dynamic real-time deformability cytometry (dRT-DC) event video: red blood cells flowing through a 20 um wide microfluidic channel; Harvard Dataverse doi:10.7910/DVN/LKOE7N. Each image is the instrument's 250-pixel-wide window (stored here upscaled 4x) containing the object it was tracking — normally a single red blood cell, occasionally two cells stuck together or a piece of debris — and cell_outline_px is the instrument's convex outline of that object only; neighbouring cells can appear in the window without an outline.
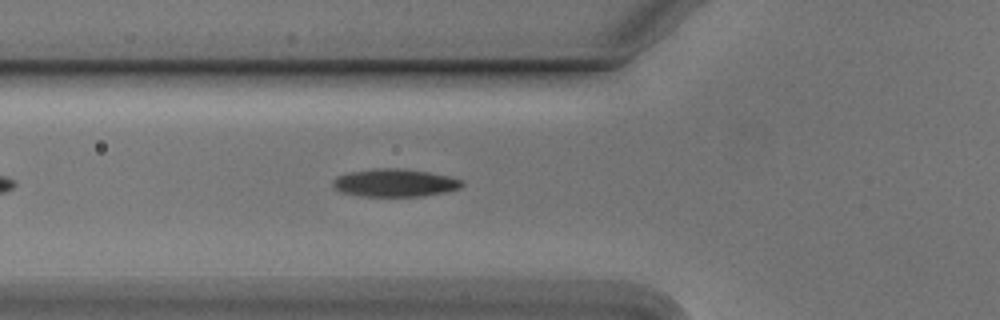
{"species": "Egyptian fruit bat (a non-hibernating species)", "species_latin": "Rousettus aegyptiacus", "temperature_condition": "cold", "stored_images_in_passage": 24, "camera_frame_rate_fps": 3000, "um_per_image_px": 0.085, "animal": {"sex": "male"}, "frame": {"image": 1, "passage_image": 4, "time_ms": 1.0, "image_size_px": [1000, 320], "cell_outline_px": [[464, 184], [460, 188], [448, 192], [424, 196], [360, 196], [344, 192], [336, 188], [332, 184], [332, 180], [336, 176], [348, 172], [376, 168], [404, 168], [428, 172], [448, 176], [460, 180]], "centroid_in_image_um": [33.56, 15.53], "position_along_channel_um": 92.2, "area_um2": 20.98}}
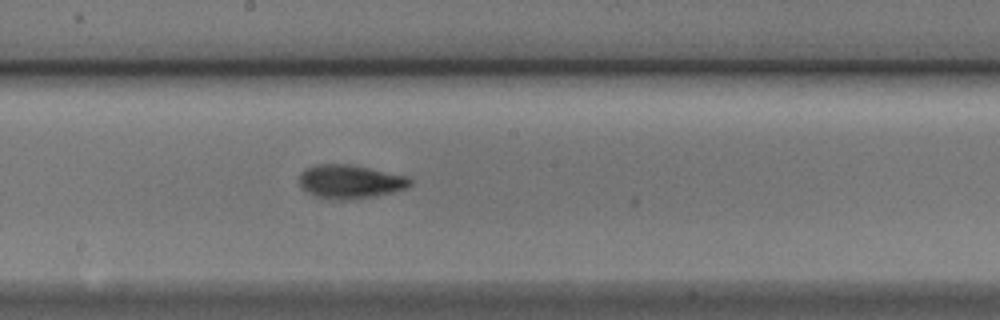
{"frame": {"image": 2, "passage_image": 14, "time_ms": 4.333, "image_size_px": [1000, 320], "cell_outline_px": [[412, 184], [408, 188], [376, 196], [344, 200], [328, 200], [316, 196], [308, 192], [300, 184], [300, 172], [316, 164], [348, 164], [408, 176], [412, 180]], "centroid_in_image_um": [29.79, 15.45], "position_along_channel_um": 218.4, "area_um2": 21.73}}
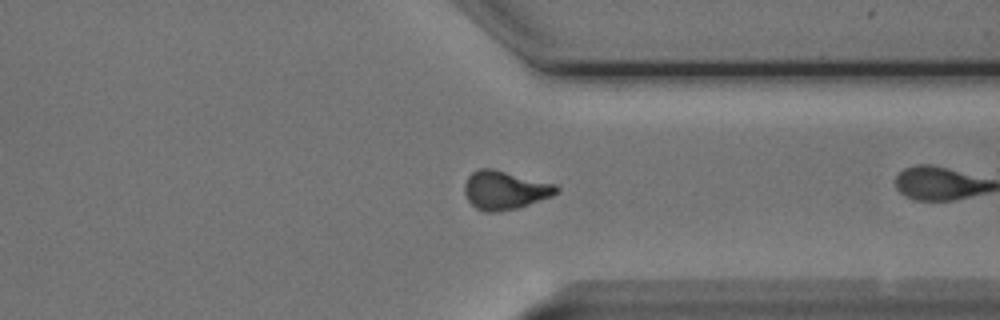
{"frame": {"image": 3, "passage_image": 23, "time_ms": 7.333, "image_size_px": [1000, 320], "cell_outline_px": [[560, 188], [552, 196], [516, 208], [496, 212], [484, 212], [476, 208], [468, 200], [464, 192], [464, 184], [468, 176], [472, 172], [480, 168], [492, 168], [556, 184]], "centroid_in_image_um": [42.89, 16.15], "position_along_channel_um": 368.5, "area_um2": 20.58}}